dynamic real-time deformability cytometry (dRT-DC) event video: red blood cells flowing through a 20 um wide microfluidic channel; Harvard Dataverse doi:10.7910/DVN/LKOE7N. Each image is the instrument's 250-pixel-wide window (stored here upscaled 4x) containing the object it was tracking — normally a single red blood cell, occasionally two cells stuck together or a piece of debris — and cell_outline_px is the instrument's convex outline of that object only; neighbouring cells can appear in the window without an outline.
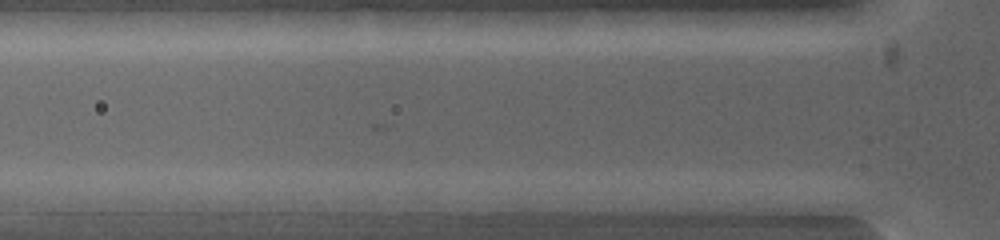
{"species": "common noctule bat (a hibernating species)", "species_latin": "Nyctalus noctula", "temperature_condition": "warm", "stored_images_in_passage": 5, "segment_of_instrument_passage": [2, 2], "camera_frame_rate_fps": 5000, "um_per_image_px": 0.085, "animal": {"sex": "female", "body_mass_g": 19.0, "forearm_length_mm": 53.3}, "frame": {"image": 1, "passage_image": 5, "time_ms": 0.6, "image_size_px": [1000, 240], "cell_outline_px": [[788, 200], [784, 216], [772, 216], [652, 208], [628, 200], [704, 192], [768, 192]], "centroid_in_image_um": [61.33, 17.25], "position_along_channel_um": 64.5, "area_um2": 19.19}}